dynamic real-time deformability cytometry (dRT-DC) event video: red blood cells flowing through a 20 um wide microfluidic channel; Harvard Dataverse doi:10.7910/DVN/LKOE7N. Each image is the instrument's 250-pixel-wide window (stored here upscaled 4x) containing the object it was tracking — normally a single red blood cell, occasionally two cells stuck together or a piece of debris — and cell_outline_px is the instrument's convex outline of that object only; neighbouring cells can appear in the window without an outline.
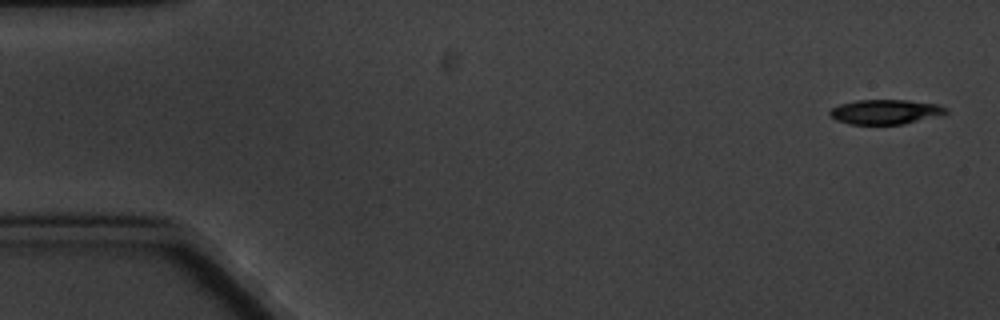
{"species": "common noctule bat (a hibernating species)", "species_latin": "Nyctalus noctula", "temperature_condition": "cold", "stored_images_in_passage": 6, "camera_frame_rate_fps": 3000, "um_per_image_px": 0.085, "animal": {"sex": "male", "body_mass_g": 20.1, "forearm_length_mm": 53.5}, "frame": {"image": 1, "passage_image": 1, "time_ms": 0.0, "image_size_px": [1000, 320], "cell_outline_px": [[948, 112], [904, 124], [848, 124], [836, 120], [828, 112], [832, 108], [840, 104], [856, 100], [908, 100], [936, 104], [948, 108]], "centroid_in_image_um": [75.22, 9.5], "position_along_channel_um": 9.8, "area_um2": 16.47}}
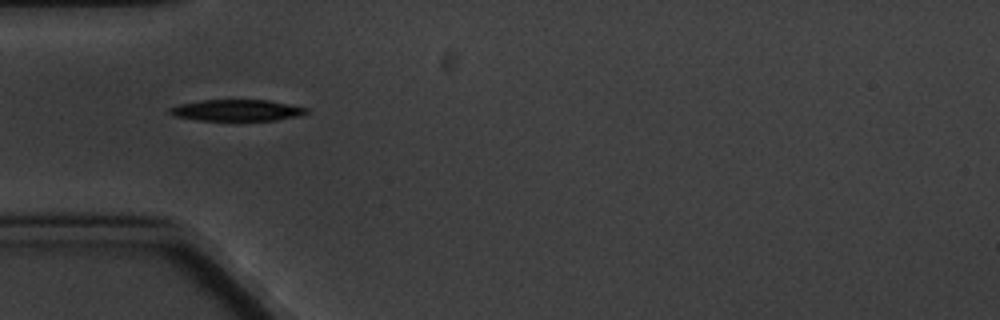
{"frame": {"image": 2, "passage_image": 5, "time_ms": 5.333, "image_size_px": [1000, 320], "cell_outline_px": [[308, 112], [304, 116], [276, 120], [200, 120], [176, 116], [168, 112], [168, 108], [180, 104], [200, 100], [268, 100], [308, 108]], "centroid_in_image_um": [20.18, 9.37], "position_along_channel_um": 64.8, "area_um2": 16.99}}